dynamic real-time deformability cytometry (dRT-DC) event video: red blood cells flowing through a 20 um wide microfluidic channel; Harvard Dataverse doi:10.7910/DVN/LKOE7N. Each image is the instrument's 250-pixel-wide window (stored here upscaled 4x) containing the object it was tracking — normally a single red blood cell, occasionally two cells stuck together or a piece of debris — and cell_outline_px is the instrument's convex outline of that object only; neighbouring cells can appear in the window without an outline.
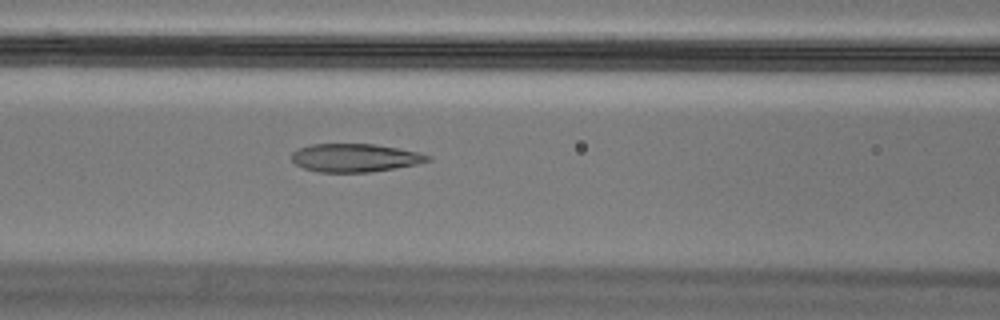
{"species": "Egyptian fruit bat (a non-hibernating species)", "species_latin": "Rousettus aegyptiacus", "temperature_condition": "cold", "stored_images_in_passage": 56, "camera_frame_rate_fps": 3000, "um_per_image_px": 0.085, "animal": {"sex": "male"}, "frame": {"image": 1, "passage_image": 24, "time_ms": 7.667, "image_size_px": [1000, 320], "cell_outline_px": [[432, 160], [416, 164], [368, 172], [320, 172], [304, 168], [296, 164], [292, 160], [292, 152], [308, 144], [376, 144], [416, 152], [432, 156]], "centroid_in_image_um": [30.15, 13.4], "position_along_channel_um": 136.4, "area_um2": 22.14}}
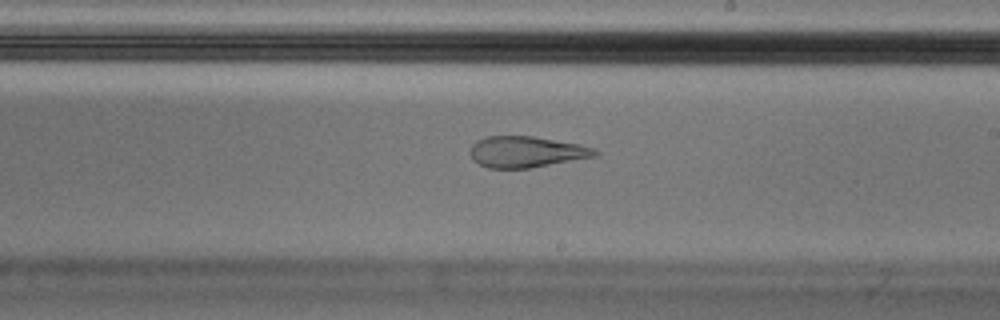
{"frame": {"image": 2, "passage_image": 33, "time_ms": 10.667, "image_size_px": [1000, 320], "cell_outline_px": [[600, 152], [596, 156], [528, 168], [488, 168], [472, 160], [468, 152], [472, 144], [476, 140], [484, 136], [532, 136], [580, 144], [596, 148]], "centroid_in_image_um": [44.7, 12.9], "position_along_channel_um": 244.3, "area_um2": 22.77}}
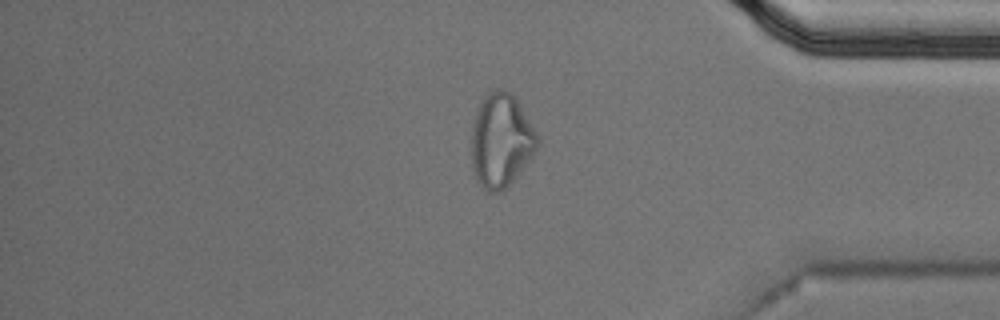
{"frame": {"image": 3, "passage_image": 47, "time_ms": 15.333, "image_size_px": [1000, 320], "cell_outline_px": [[540, 144], [532, 156], [512, 180], [500, 192], [488, 192], [484, 188], [476, 176], [472, 168], [472, 120], [480, 100], [488, 92], [496, 88], [504, 88], [512, 92], [520, 104], [540, 136]], "centroid_in_image_um": [42.6, 11.86], "position_along_channel_um": 392.6, "area_um2": 36.3}, "authors_computed_cell_mechanics": {"area_um2": 23.3801, "velocity_mm_per_s": 3.6038, "shape_relaxation_time_tau1_ms": null, "shape_relaxation_time_tau2_ms": 2.1083, "deformation_change_tau1": null, "deformation_change_tau2": 0.1013}}